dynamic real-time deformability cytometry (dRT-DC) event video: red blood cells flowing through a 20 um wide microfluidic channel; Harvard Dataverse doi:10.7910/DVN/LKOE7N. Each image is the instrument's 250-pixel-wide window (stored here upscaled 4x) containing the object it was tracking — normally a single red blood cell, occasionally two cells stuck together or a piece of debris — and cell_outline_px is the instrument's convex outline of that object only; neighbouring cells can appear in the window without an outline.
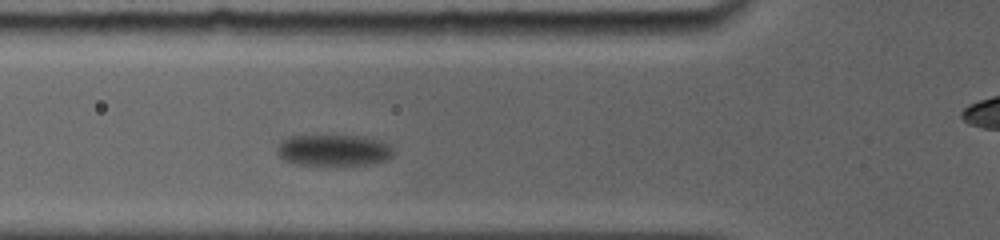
{"species": "common noctule bat (a hibernating species)", "species_latin": "Nyctalus noctula", "temperature_condition": "room temperature", "stored_images_in_passage": 6, "camera_frame_rate_fps": 5000, "um_per_image_px": 0.085, "animal": {"sex": "female", "body_mass_g": 19.0, "forearm_length_mm": 56.7}, "frame": {"image": 1, "passage_image": 3, "time_ms": 2.4, "image_size_px": [1000, 240], "cell_outline_px": [[392, 156], [388, 160], [376, 164], [296, 164], [284, 160], [276, 152], [276, 148], [280, 140], [288, 136], [360, 136], [380, 140], [388, 144], [392, 148]], "centroid_in_image_um": [28.34, 12.76], "position_along_channel_um": 97.5, "area_um2": 21.21}}
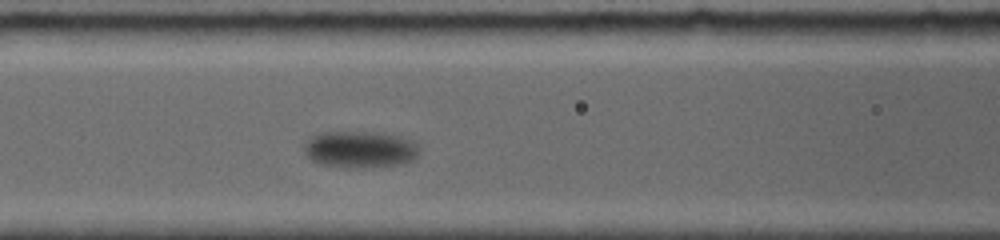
{"frame": {"image": 2, "passage_image": 4, "time_ms": 3.6, "image_size_px": [1000, 240], "cell_outline_px": [[416, 156], [412, 160], [400, 164], [348, 168], [320, 164], [312, 160], [308, 156], [304, 148], [304, 144], [308, 136], [316, 132], [380, 132], [396, 136], [408, 140], [416, 144]], "centroid_in_image_um": [30.49, 12.68], "position_along_channel_um": 136.1, "area_um2": 24.39}}
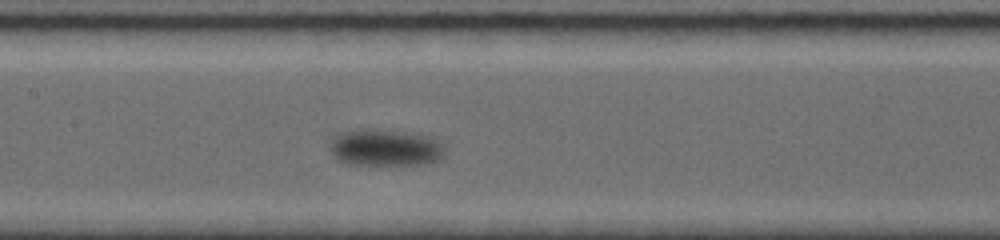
{"frame": {"image": 3, "passage_image": 5, "time_ms": 4.8, "image_size_px": [1000, 240], "cell_outline_px": [[444, 156], [440, 160], [428, 164], [348, 164], [336, 160], [328, 148], [328, 140], [340, 132], [360, 128], [372, 128], [420, 132], [436, 140], [444, 148]], "centroid_in_image_um": [32.7, 12.52], "position_along_channel_um": 174.7, "area_um2": 25.55}}